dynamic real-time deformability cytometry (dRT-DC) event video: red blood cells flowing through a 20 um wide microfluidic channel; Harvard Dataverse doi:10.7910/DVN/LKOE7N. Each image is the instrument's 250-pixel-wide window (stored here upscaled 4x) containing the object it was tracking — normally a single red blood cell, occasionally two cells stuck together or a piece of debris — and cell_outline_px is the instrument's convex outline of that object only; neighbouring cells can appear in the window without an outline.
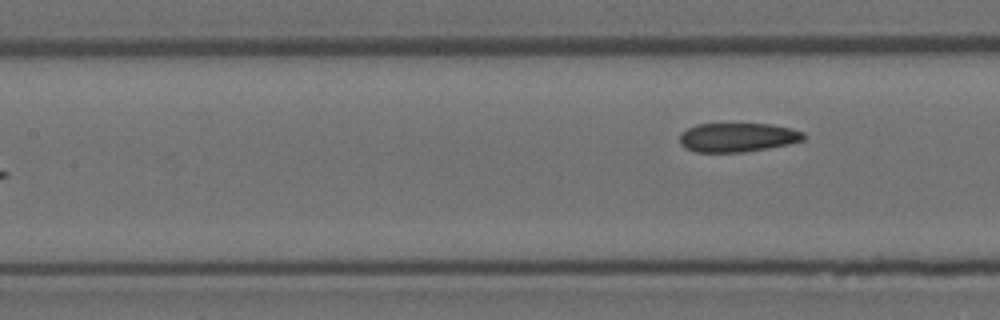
{"species": "Egyptian fruit bat (a non-hibernating species)", "species_latin": "Rousettus aegyptiacus", "temperature_condition": "room temperature", "stored_images_in_passage": 5, "segment_of_instrument_passage": [2, 2], "camera_frame_rate_fps": 3000, "um_per_image_px": 0.085, "animal": {"sex": "female"}, "frame": {"image": 1, "passage_image": 5, "time_ms": 1.333, "image_size_px": [1000, 320], "cell_outline_px": [[808, 136], [804, 140], [788, 144], [768, 148], [744, 152], [696, 152], [684, 148], [680, 144], [680, 132], [696, 124], [772, 124], [792, 128], [804, 132]], "centroid_in_image_um": [62.71, 11.67], "position_along_channel_um": 144.7, "area_um2": 21.21}}